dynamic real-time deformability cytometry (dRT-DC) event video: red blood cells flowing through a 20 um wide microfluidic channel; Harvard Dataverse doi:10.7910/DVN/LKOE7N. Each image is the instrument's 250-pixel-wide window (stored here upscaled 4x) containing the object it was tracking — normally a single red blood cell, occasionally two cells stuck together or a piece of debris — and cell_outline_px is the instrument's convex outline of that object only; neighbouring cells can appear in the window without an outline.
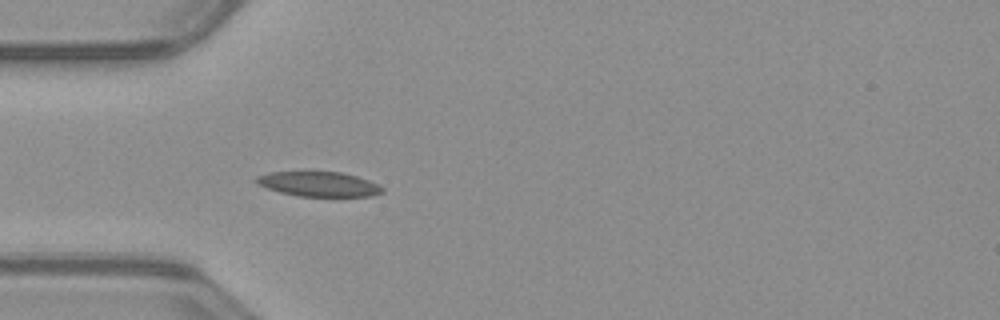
{"species": "common noctule bat (a hibernating species)", "species_latin": "Nyctalus noctula", "temperature_condition": "warm", "stored_images_in_passage": 37, "camera_frame_rate_fps": 3000, "um_per_image_px": 0.085, "animal": {"sex": "male", "body_mass_g": 23.1, "forearm_length_mm": 52.7}, "frame": {"image": 1, "passage_image": 1, "time_ms": 0.0, "image_size_px": [1000, 320], "cell_outline_px": [[384, 192], [372, 196], [300, 196], [280, 192], [256, 184], [252, 180], [256, 176], [268, 172], [344, 172], [368, 180], [384, 188]], "centroid_in_image_um": [27.06, 15.64], "position_along_channel_um": 57.9, "area_um2": 18.21}}
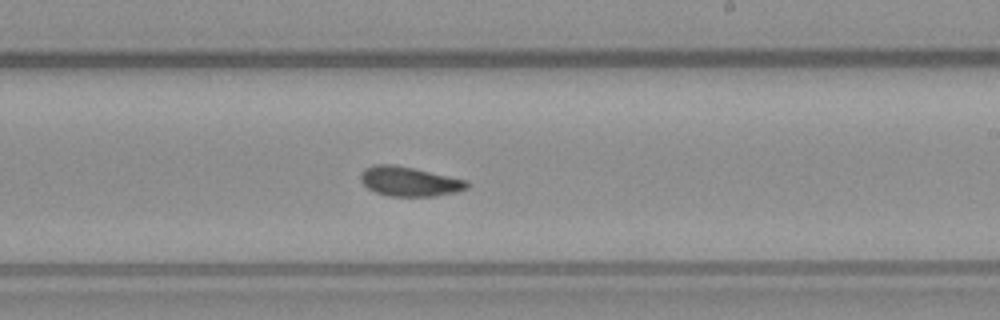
{"frame": {"image": 2, "passage_image": 16, "time_ms": 5.0, "image_size_px": [1000, 320], "cell_outline_px": [[472, 184], [468, 188], [456, 192], [436, 196], [388, 196], [376, 192], [368, 188], [360, 180], [360, 172], [364, 168], [372, 164], [392, 164], [412, 168], [468, 180]], "centroid_in_image_um": [34.8, 15.42], "position_along_channel_um": 254.2, "area_um2": 18.44}}
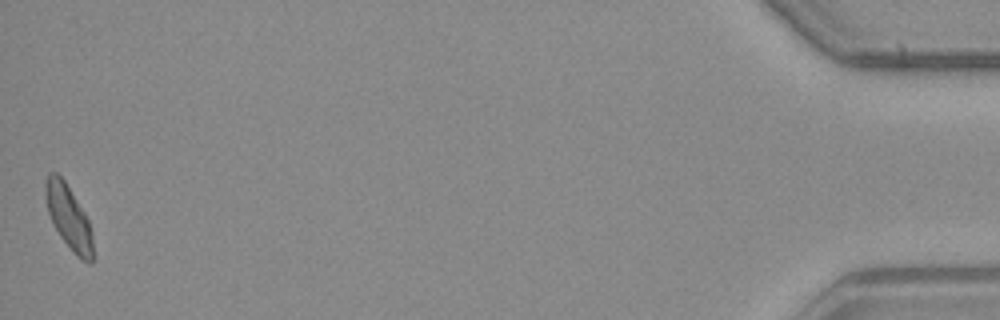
{"frame": {"image": 3, "passage_image": 37, "time_ms": 12.0, "image_size_px": [1000, 320], "cell_outline_px": [[92, 264], [88, 264], [76, 256], [60, 236], [48, 212], [44, 196], [44, 184], [48, 172], [56, 172], [64, 180], [84, 212], [88, 220], [92, 232]], "centroid_in_image_um": [5.82, 18.45], "position_along_channel_um": 429.4, "area_um2": 17.57}, "authors_computed_cell_mechanics": {"area_um2": 18.0336, "velocity_mm_per_s": 3.9757, "shape_relaxation_time_tau1_ms": 3.9876, "shape_relaxation_time_tau2_ms": 2.2379, "deformation_change_tau1": 0.1231, "deformation_change_tau2": 0.0816}}